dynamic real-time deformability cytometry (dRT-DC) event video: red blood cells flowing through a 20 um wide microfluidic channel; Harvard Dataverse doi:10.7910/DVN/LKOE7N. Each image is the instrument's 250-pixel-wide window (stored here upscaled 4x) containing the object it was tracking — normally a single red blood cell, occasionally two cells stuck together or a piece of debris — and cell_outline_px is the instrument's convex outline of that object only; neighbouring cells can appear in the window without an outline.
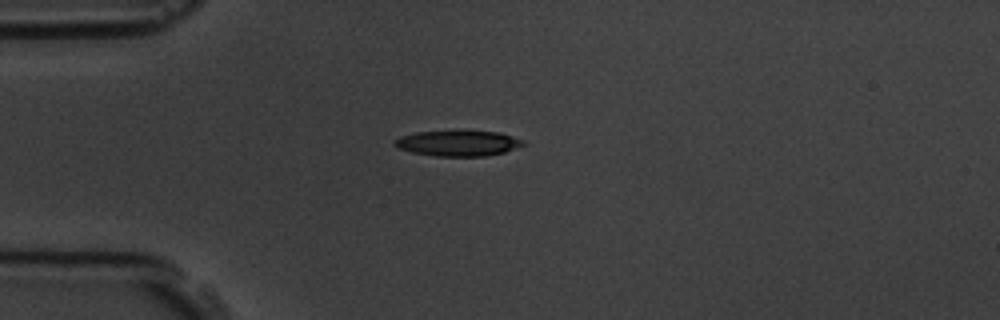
{"species": "common noctule bat (a hibernating species)", "species_latin": "Nyctalus noctula", "temperature_condition": "room temperature", "stored_images_in_passage": 4, "camera_frame_rate_fps": 3000, "um_per_image_px": 0.085, "animal": {"sex": "male", "body_mass_g": 19.5, "forearm_length_mm": 54.6}, "frame": {"image": 1, "passage_image": 1, "time_ms": 0.0, "image_size_px": [1000, 320], "cell_outline_px": [[524, 144], [504, 152], [484, 156], [436, 156], [412, 152], [396, 148], [392, 144], [392, 140], [400, 136], [416, 132], [500, 132], [524, 140]], "centroid_in_image_um": [38.86, 12.19], "position_along_channel_um": 46.1, "area_um2": 18.84}}
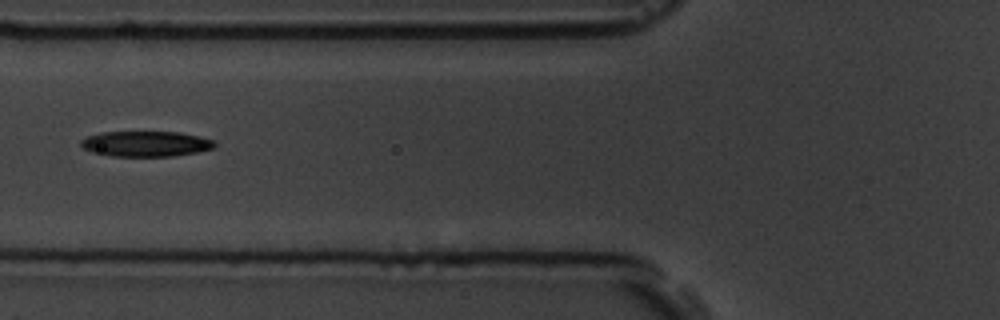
{"frame": {"image": 2, "passage_image": 3, "time_ms": 2.333, "image_size_px": [1000, 320], "cell_outline_px": [[216, 144], [212, 148], [196, 152], [172, 156], [112, 156], [92, 152], [84, 148], [80, 144], [80, 140], [84, 136], [100, 132], [180, 132], [212, 140]], "centroid_in_image_um": [12.31, 12.22], "position_along_channel_um": 113.5, "area_um2": 19.71}}
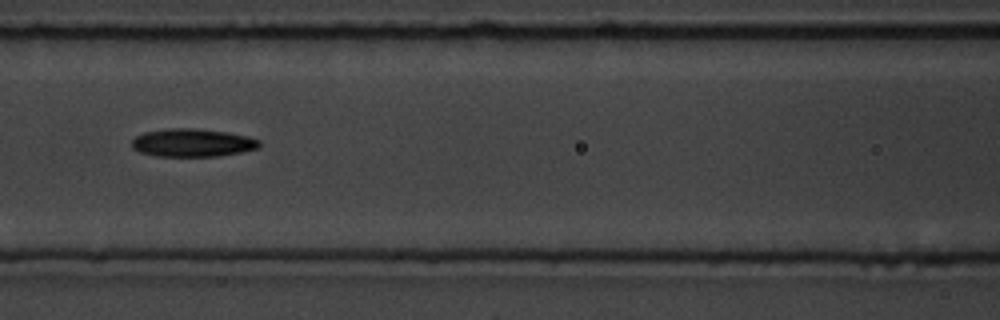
{"frame": {"image": 3, "passage_image": 4, "time_ms": 3.333, "image_size_px": [1000, 320], "cell_outline_px": [[260, 148], [240, 152], [216, 156], [156, 156], [140, 152], [132, 148], [132, 140], [136, 136], [144, 132], [168, 128], [196, 128], [228, 132], [248, 136], [260, 140]], "centroid_in_image_um": [16.36, 12.12], "position_along_channel_um": 150.2, "area_um2": 20.92}}